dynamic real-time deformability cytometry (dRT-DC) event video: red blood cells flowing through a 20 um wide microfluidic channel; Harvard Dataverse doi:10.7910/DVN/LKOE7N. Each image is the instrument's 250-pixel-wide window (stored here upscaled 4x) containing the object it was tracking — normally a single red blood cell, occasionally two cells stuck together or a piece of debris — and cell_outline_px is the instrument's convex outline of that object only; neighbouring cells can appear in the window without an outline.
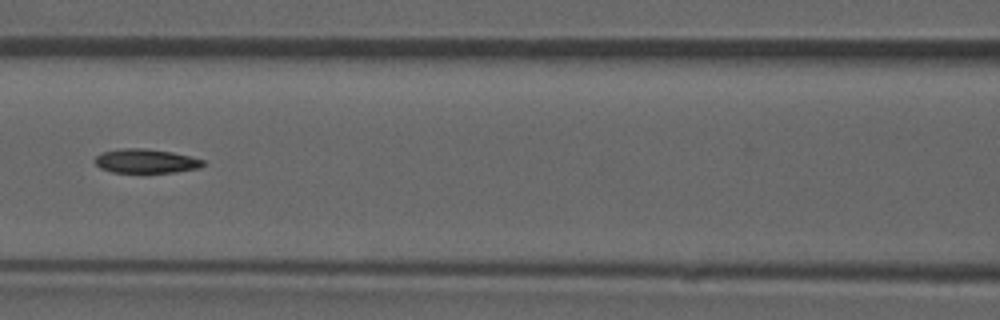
{"species": "common noctule bat (a hibernating species)", "species_latin": "Nyctalus noctula", "temperature_condition": "room temperature", "stored_images_in_passage": 52, "camera_frame_rate_fps": 3000, "um_per_image_px": 0.085, "animal": {"sex": "male", "forearm_length_mm": 52.5}, "frame": {"image": 1, "passage_image": 23, "time_ms": 7.333, "image_size_px": [1000, 320], "cell_outline_px": [[204, 164], [200, 168], [176, 172], [112, 172], [100, 168], [96, 164], [96, 156], [104, 152], [120, 148], [144, 148], [172, 152], [204, 160]], "centroid_in_image_um": [12.41, 13.69], "position_along_channel_um": 154.2, "area_um2": 15.03}}